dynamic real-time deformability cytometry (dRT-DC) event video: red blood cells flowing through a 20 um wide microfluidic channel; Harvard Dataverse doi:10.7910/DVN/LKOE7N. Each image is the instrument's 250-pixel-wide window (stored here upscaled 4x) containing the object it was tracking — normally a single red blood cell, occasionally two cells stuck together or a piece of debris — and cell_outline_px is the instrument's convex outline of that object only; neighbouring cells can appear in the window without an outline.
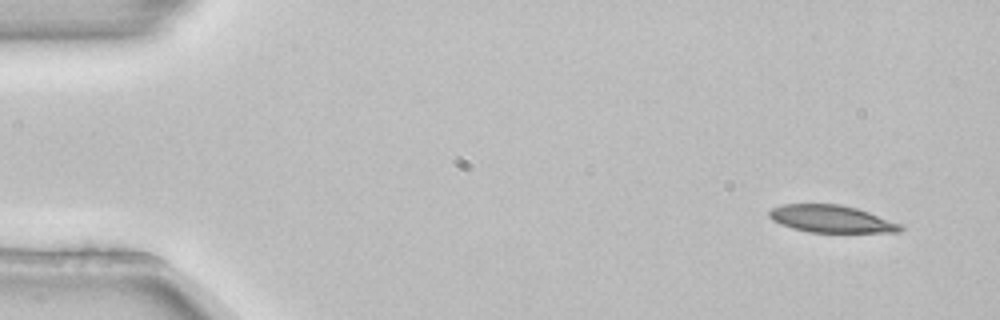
{"species": "common noctule bat (a hibernating species)", "species_latin": "Nyctalus noctula", "temperature_condition": "room temperature", "stored_images_in_passage": 5, "segment_of_instrument_passage": [1, 2], "camera_frame_rate_fps": 3000, "um_per_image_px": 0.085, "animal": {"sex": "female", "body_mass_g": 22.7, "forearm_length_mm": 54.2}, "frame": {"image": 1, "passage_image": 1, "time_ms": 0.0, "image_size_px": [1000, 320], "cell_outline_px": [[904, 228], [900, 232], [808, 232], [792, 228], [780, 224], [772, 220], [768, 216], [768, 212], [772, 208], [784, 204], [840, 204], [856, 208], [904, 224]], "centroid_in_image_um": [70.68, 18.61], "position_along_channel_um": 14.3, "area_um2": 20.98}}
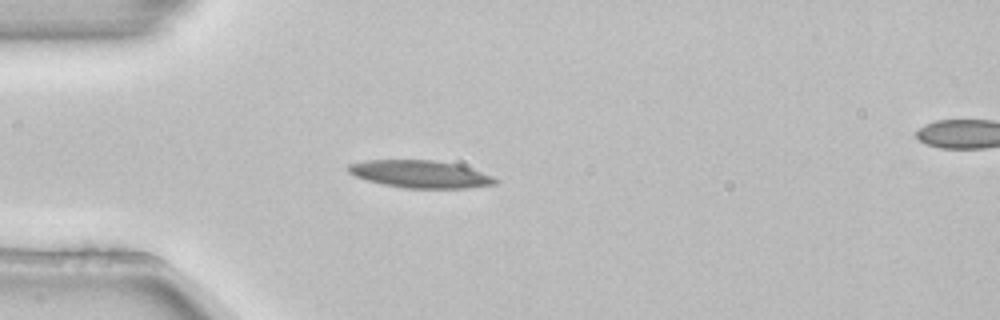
{"frame": {"image": 2, "passage_image": 4, "time_ms": 1.0, "image_size_px": [1000, 320], "cell_outline_px": [[500, 180], [496, 184], [468, 188], [404, 188], [384, 184], [368, 180], [356, 176], [348, 172], [344, 168], [348, 164], [364, 160], [432, 160], [456, 164], [492, 176]], "centroid_in_image_um": [35.69, 14.8], "position_along_channel_um": 49.3, "area_um2": 23.41}}